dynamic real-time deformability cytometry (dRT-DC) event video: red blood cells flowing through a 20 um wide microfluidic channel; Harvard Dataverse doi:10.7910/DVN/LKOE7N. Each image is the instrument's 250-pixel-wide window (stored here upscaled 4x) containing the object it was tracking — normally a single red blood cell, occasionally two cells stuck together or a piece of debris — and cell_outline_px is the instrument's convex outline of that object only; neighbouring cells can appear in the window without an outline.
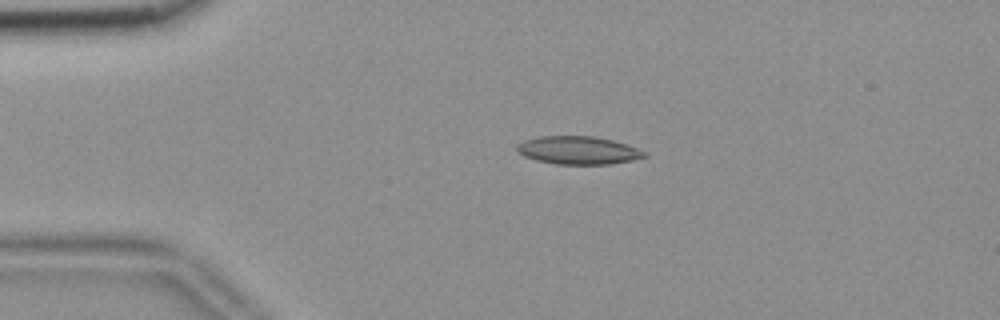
{"species": "common noctule bat (a hibernating species)", "species_latin": "Nyctalus noctula", "temperature_condition": "room temperature", "stored_images_in_passage": 54, "camera_frame_rate_fps": 3000, "um_per_image_px": 0.085, "animal": {"sex": "female", "body_mass_g": 18.4}, "frame": {"image": 1, "passage_image": 11, "time_ms": 3.333, "image_size_px": [1000, 320], "cell_outline_px": [[648, 156], [632, 160], [608, 164], [556, 164], [536, 160], [524, 156], [516, 152], [516, 144], [524, 140], [540, 136], [596, 136], [628, 144], [648, 152]], "centroid_in_image_um": [49.15, 12.77], "position_along_channel_um": 35.8, "area_um2": 21.04}}
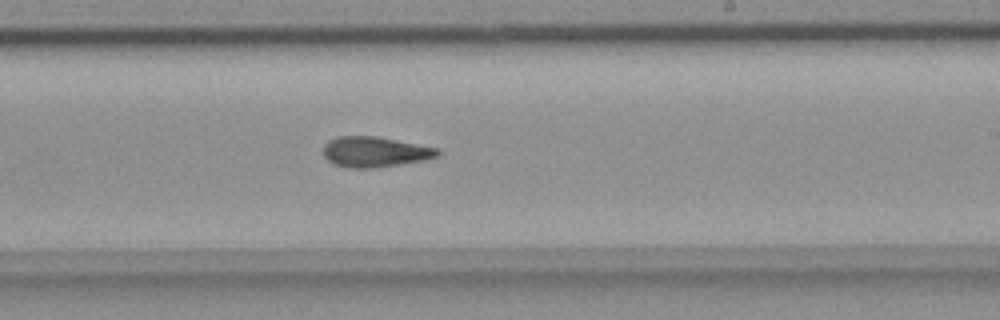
{"frame": {"image": 2, "passage_image": 32, "time_ms": 10.333, "image_size_px": [1000, 320], "cell_outline_px": [[440, 156], [424, 160], [400, 164], [372, 168], [348, 168], [332, 164], [324, 156], [324, 144], [340, 136], [376, 136], [436, 148], [440, 152]], "centroid_in_image_um": [31.85, 12.92], "position_along_channel_um": 257.1, "area_um2": 20.06}}
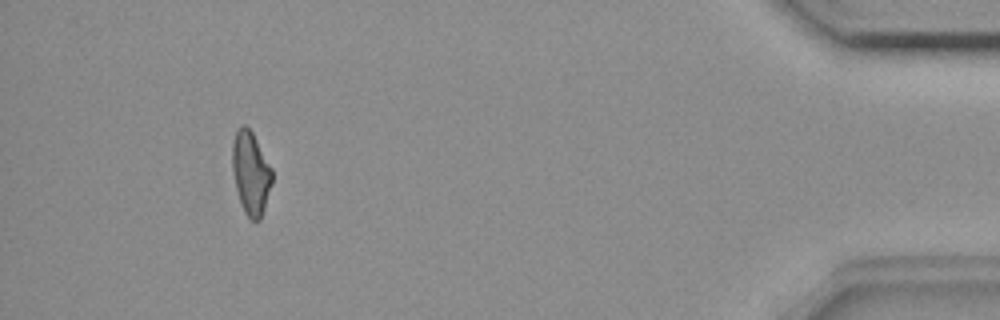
{"frame": {"image": 3, "passage_image": 50, "time_ms": 16.333, "image_size_px": [1000, 320], "cell_outline_px": [[272, 184], [260, 220], [256, 224], [244, 212], [240, 204], [236, 188], [232, 168], [232, 144], [236, 128], [244, 124], [252, 132], [272, 168]], "centroid_in_image_um": [21.31, 14.71], "position_along_channel_um": 413.9, "area_um2": 19.36}, "authors_computed_cell_mechanics": {"area_um2": 19.9121, "velocity_mm_per_s": 3.6854, "shape_relaxation_time_tau1_ms": null, "shape_relaxation_time_tau2_ms": 4.9043, "deformation_change_tau1": null, "deformation_change_tau2": 0.1413}}